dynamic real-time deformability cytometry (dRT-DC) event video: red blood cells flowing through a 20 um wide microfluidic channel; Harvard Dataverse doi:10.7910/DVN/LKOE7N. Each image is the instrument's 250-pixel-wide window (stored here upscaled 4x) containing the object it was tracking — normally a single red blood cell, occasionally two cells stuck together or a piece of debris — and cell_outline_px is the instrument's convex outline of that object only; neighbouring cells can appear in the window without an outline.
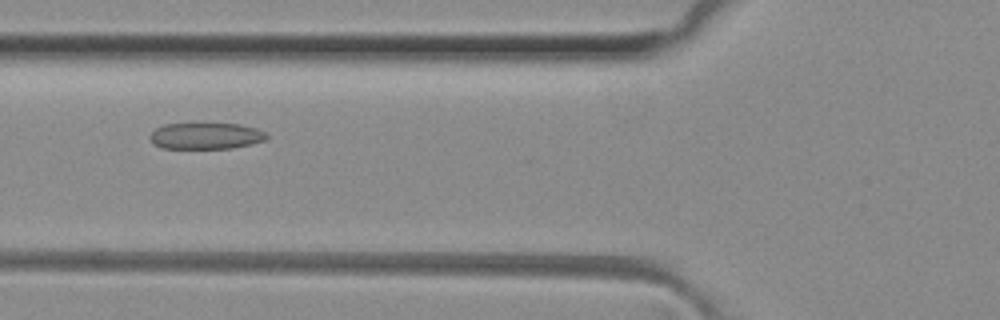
{"species": "common noctule bat (a hibernating species)", "species_latin": "Nyctalus noctula", "temperature_condition": "room temperature", "stored_images_in_passage": 36, "camera_frame_rate_fps": 3000, "um_per_image_px": 0.085, "animal": {"sex": "female", "body_mass_g": 29.2, "forearm_length_mm": 56.3}, "frame": {"image": 1, "passage_image": 5, "time_ms": 1.333, "image_size_px": [1000, 320], "cell_outline_px": [[268, 136], [264, 140], [232, 148], [164, 148], [152, 144], [148, 136], [156, 128], [164, 124], [240, 124], [256, 128], [268, 132]], "centroid_in_image_um": [17.48, 11.55], "position_along_channel_um": 108.3, "area_um2": 17.86}}
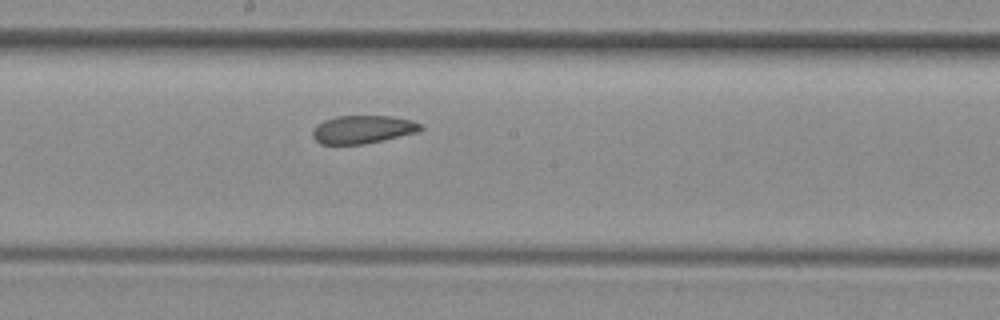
{"frame": {"image": 2, "passage_image": 13, "time_ms": 4.0, "image_size_px": [1000, 320], "cell_outline_px": [[424, 128], [420, 132], [384, 140], [364, 144], [320, 144], [312, 136], [312, 128], [316, 124], [324, 120], [336, 116], [392, 116], [412, 120], [420, 124]], "centroid_in_image_um": [30.84, 11.0], "position_along_channel_um": 217.4, "area_um2": 17.92}}
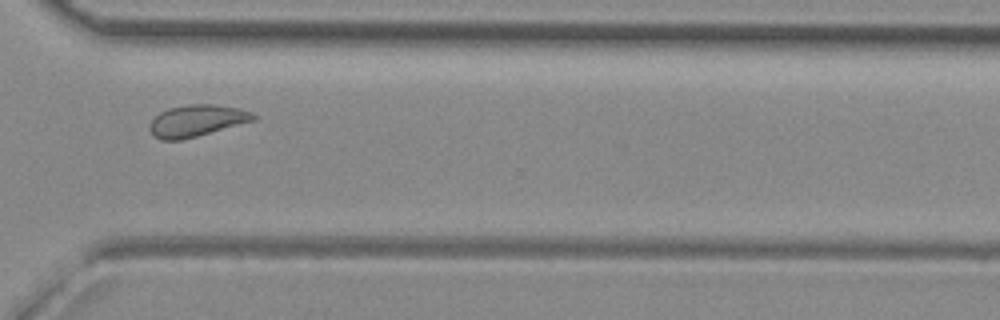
{"frame": {"image": 3, "passage_image": 23, "time_ms": 7.333, "image_size_px": [1000, 320], "cell_outline_px": [[256, 120], [196, 136], [180, 140], [160, 140], [152, 136], [148, 128], [152, 120], [160, 112], [168, 108], [188, 104], [216, 104], [236, 108], [252, 112], [256, 116]], "centroid_in_image_um": [16.69, 10.26], "position_along_channel_um": 353.9, "area_um2": 19.13}, "authors_computed_cell_mechanics": {"area_um2": 18.8428, "velocity_mm_per_s": 4.0839, "shape_relaxation_time_tau1_ms": null, "shape_relaxation_time_tau2_ms": 2.9323, "deformation_change_tau1": null, "deformation_change_tau2": 0.0868}}